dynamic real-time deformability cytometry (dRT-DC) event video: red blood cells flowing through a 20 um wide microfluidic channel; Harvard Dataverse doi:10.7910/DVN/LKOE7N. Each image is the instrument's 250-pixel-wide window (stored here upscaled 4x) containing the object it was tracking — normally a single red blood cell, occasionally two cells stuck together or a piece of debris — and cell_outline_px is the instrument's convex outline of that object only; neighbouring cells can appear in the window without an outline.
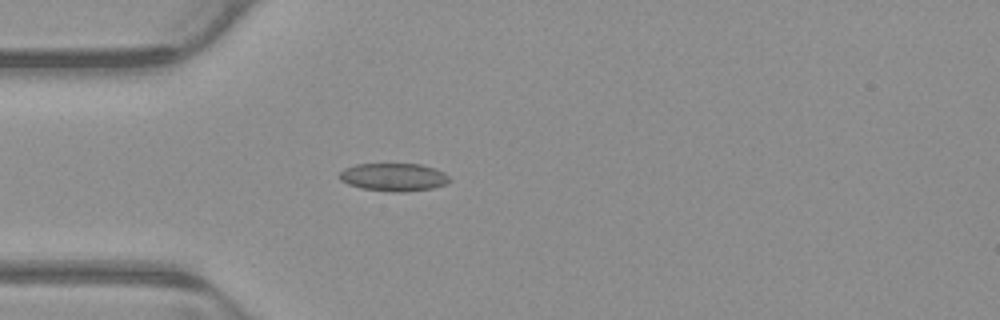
{"species": "common noctule bat (a hibernating species)", "species_latin": "Nyctalus noctula", "temperature_condition": "warm", "stored_images_in_passage": 4, "camera_frame_rate_fps": 3000, "um_per_image_px": 0.085, "animal": {"sex": "male", "body_mass_g": 23.1, "forearm_length_mm": 52.7}, "frame": {"image": 1, "passage_image": 4, "time_ms": 1.0, "image_size_px": [1000, 320], "cell_outline_px": [[452, 180], [444, 184], [432, 188], [404, 192], [388, 192], [360, 188], [348, 184], [340, 180], [340, 172], [344, 168], [356, 164], [420, 164], [444, 172]], "centroid_in_image_um": [33.44, 15.06], "position_along_channel_um": 51.6, "area_um2": 17.92}}